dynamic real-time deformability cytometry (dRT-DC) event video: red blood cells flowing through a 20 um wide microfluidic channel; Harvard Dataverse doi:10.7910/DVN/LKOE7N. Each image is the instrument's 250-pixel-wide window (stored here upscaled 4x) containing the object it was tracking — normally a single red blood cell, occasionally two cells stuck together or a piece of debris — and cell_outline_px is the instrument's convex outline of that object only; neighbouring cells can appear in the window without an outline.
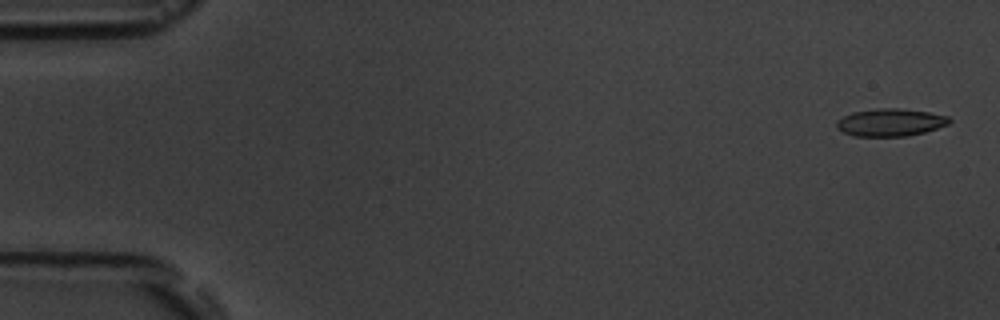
{"species": "common noctule bat (a hibernating species)", "species_latin": "Nyctalus noctula", "temperature_condition": "room temperature", "stored_images_in_passage": 5, "camera_frame_rate_fps": 3000, "um_per_image_px": 0.085, "animal": {"sex": "male", "body_mass_g": 19.5, "forearm_length_mm": 54.6}, "frame": {"image": 1, "passage_image": 1, "time_ms": 0.0, "image_size_px": [1000, 320], "cell_outline_px": [[952, 120], [948, 124], [924, 132], [908, 136], [852, 136], [836, 128], [836, 120], [852, 112], [876, 108], [900, 108], [928, 112], [948, 116]], "centroid_in_image_um": [75.66, 10.4], "position_along_channel_um": 9.3, "area_um2": 18.15}}
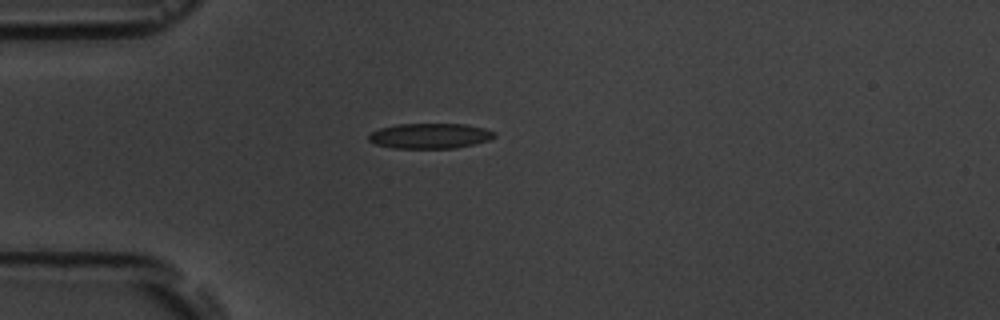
{"frame": {"image": 2, "passage_image": 5, "time_ms": 4.333, "image_size_px": [1000, 320], "cell_outline_px": [[496, 136], [488, 140], [456, 148], [392, 148], [376, 144], [368, 140], [368, 136], [372, 132], [380, 128], [396, 124], [464, 124], [484, 128], [496, 132]], "centroid_in_image_um": [36.54, 11.55], "position_along_channel_um": 48.5, "area_um2": 18.44}}